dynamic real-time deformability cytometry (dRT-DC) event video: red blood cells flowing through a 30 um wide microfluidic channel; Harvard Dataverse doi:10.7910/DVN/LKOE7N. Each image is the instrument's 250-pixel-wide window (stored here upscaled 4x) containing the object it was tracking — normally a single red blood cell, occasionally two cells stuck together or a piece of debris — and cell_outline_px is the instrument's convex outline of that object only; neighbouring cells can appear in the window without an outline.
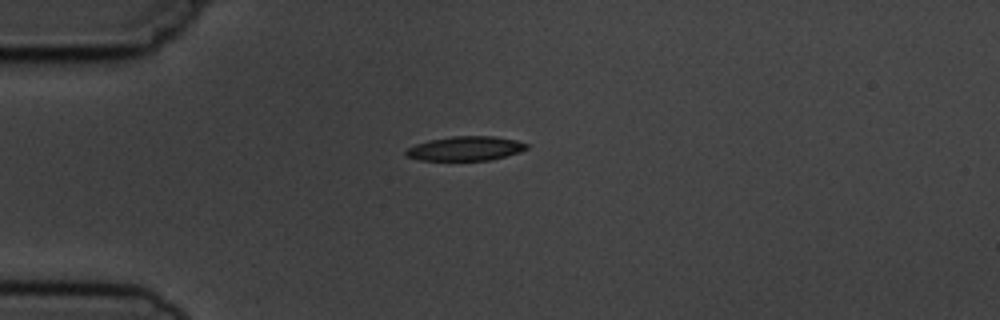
{"species": "common noctule bat (a hibernating species)", "species_latin": "Nyctalus noctula", "temperature_condition": "cold", "stored_images_in_passage": 2, "camera_frame_rate_fps": 3000, "um_per_image_px": 0.085, "animal": {"sex": "male", "body_mass_g": 19.5, "forearm_length_mm": 54.6}, "frame": {"image": 1, "passage_image": 1, "time_ms": 0.0, "image_size_px": [1000, 320], "cell_outline_px": [[528, 148], [520, 152], [488, 160], [420, 160], [404, 156], [404, 152], [408, 148], [416, 144], [428, 140], [452, 136], [496, 136], [516, 140], [528, 144]], "centroid_in_image_um": [39.54, 12.61], "position_along_channel_um": 45.5, "area_um2": 17.11}}